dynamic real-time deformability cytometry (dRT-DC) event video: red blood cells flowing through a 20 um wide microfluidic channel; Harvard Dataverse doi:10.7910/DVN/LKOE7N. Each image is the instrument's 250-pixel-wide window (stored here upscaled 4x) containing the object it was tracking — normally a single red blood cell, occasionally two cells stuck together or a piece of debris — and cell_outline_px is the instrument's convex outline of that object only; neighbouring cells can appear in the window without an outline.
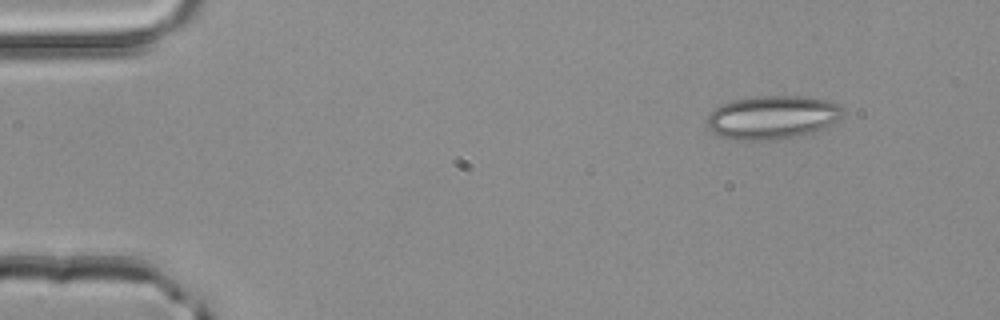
{"species": "common noctule bat (a hibernating species)", "species_latin": "Nyctalus noctula", "temperature_condition": "room temperature", "stored_images_in_passage": 3, "camera_frame_rate_fps": 3000, "um_per_image_px": 0.085, "animal": {"sex": "male", "body_mass_g": 20.4}, "frame": {"image": 1, "passage_image": 1, "time_ms": 0.0, "image_size_px": [1000, 320], "cell_outline_px": [[840, 116], [836, 120], [820, 128], [808, 132], [792, 136], [768, 140], [744, 140], [720, 136], [712, 132], [704, 124], [708, 116], [716, 108], [724, 104], [736, 100], [756, 96], [800, 96], [824, 100], [836, 104], [840, 108]], "centroid_in_image_um": [65.54, 9.97], "position_along_channel_um": 19.5, "area_um2": 33.29}}
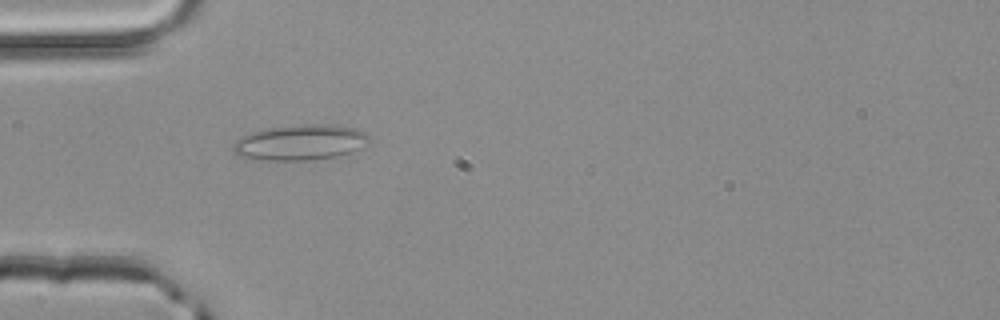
{"frame": {"image": 2, "passage_image": 3, "time_ms": 0.667, "image_size_px": [1000, 320], "cell_outline_px": [[368, 140], [352, 152], [336, 156], [308, 160], [268, 160], [240, 156], [232, 148], [232, 144], [240, 136], [252, 132], [272, 128], [304, 124], [332, 124], [356, 128], [364, 132], [368, 136]], "centroid_in_image_um": [25.5, 12.1], "position_along_channel_um": 59.5, "area_um2": 27.69}}